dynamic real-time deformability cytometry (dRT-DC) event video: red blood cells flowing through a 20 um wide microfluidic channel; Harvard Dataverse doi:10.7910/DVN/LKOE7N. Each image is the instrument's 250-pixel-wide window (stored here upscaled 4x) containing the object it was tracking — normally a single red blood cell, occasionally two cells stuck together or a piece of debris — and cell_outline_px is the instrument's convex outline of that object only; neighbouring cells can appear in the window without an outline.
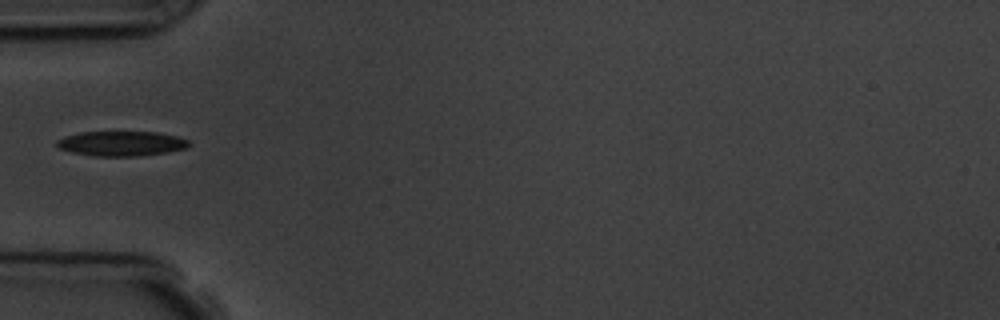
{"species": "common noctule bat (a hibernating species)", "species_latin": "Nyctalus noctula", "temperature_condition": "room temperature", "stored_images_in_passage": 6, "camera_frame_rate_fps": 3000, "um_per_image_px": 0.085, "animal": {"sex": "male", "body_mass_g": 19.5, "forearm_length_mm": 54.6}, "frame": {"image": 1, "passage_image": 5, "time_ms": 5.667, "image_size_px": [1000, 320], "cell_outline_px": [[188, 144], [184, 148], [168, 152], [140, 156], [92, 156], [72, 152], [60, 148], [56, 144], [56, 140], [80, 132], [156, 132], [176, 136], [188, 140]], "centroid_in_image_um": [10.3, 12.2], "position_along_channel_um": 74.7, "area_um2": 18.9}}